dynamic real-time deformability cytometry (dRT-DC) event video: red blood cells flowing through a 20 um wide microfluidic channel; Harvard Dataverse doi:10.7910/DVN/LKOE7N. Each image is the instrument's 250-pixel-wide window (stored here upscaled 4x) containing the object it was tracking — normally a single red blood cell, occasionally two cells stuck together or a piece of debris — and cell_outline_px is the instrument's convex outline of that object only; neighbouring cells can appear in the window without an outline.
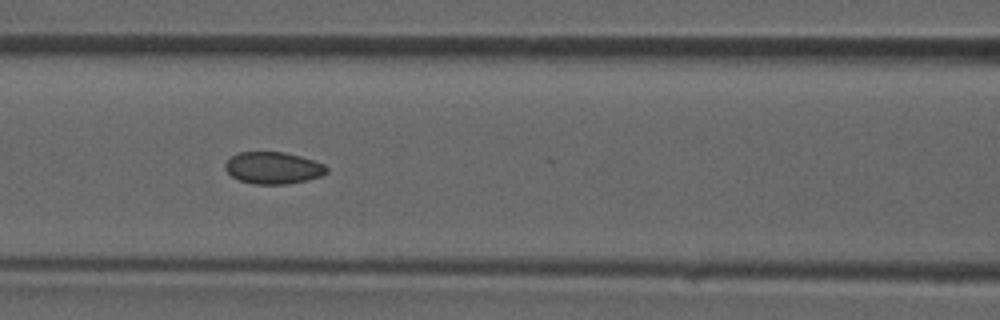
{"species": "common noctule bat (a hibernating species)", "species_latin": "Nyctalus noctula", "temperature_condition": "room temperature", "stored_images_in_passage": 43, "camera_frame_rate_fps": 3000, "um_per_image_px": 0.085, "animal": {"sex": "male", "forearm_length_mm": 52.5}, "frame": {"image": 1, "passage_image": 19, "time_ms": 6.0, "image_size_px": [1000, 320], "cell_outline_px": [[328, 172], [320, 176], [308, 180], [288, 184], [256, 184], [240, 180], [232, 176], [224, 168], [224, 164], [232, 156], [240, 152], [284, 152], [300, 156], [324, 164], [328, 168]], "centroid_in_image_um": [23.23, 14.27], "position_along_channel_um": 143.4, "area_um2": 18.79}}